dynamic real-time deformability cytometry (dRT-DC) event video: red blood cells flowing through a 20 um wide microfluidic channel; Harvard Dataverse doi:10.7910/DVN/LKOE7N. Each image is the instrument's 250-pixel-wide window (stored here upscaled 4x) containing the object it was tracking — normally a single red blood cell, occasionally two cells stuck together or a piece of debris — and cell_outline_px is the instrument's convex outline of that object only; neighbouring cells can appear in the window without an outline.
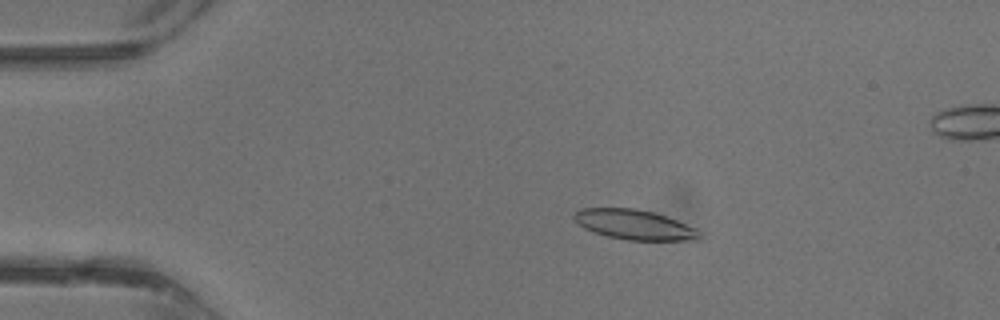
{"species": "common noctule bat (a hibernating species)", "species_latin": "Nyctalus noctula", "temperature_condition": "warm", "stored_images_in_passage": 18, "camera_frame_rate_fps": 3000, "um_per_image_px": 0.085, "animal": {"sex": "male", "body_mass_g": 13.3}, "frame": {"image": 1, "passage_image": 8, "time_ms": 2.333, "image_size_px": [1000, 320], "cell_outline_px": [[704, 236], [700, 240], [628, 240], [608, 236], [584, 228], [572, 216], [580, 208], [636, 208], [652, 212], [676, 220], [696, 228]], "centroid_in_image_um": [53.97, 19.1], "position_along_channel_um": 31.0, "area_um2": 21.68}}
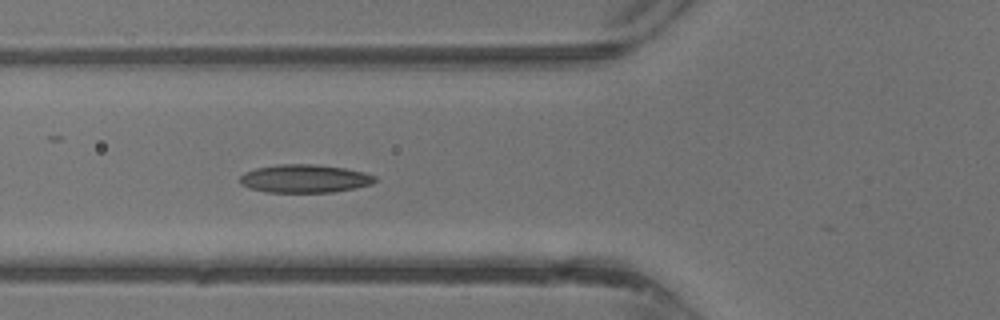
{"frame": {"image": 2, "passage_image": 15, "time_ms": 4.667, "image_size_px": [1000, 320], "cell_outline_px": [[376, 180], [372, 184], [356, 188], [332, 192], [268, 192], [248, 188], [240, 184], [240, 176], [244, 172], [256, 168], [280, 164], [316, 164], [344, 168], [364, 172], [376, 176]], "centroid_in_image_um": [25.89, 15.18], "position_along_channel_um": 99.9, "area_um2": 22.25}}
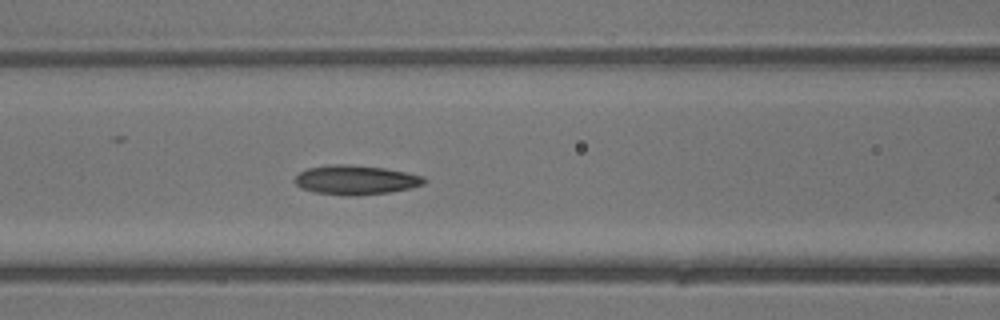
{"frame": {"image": 3, "passage_image": 17, "time_ms": 5.333, "image_size_px": [1000, 320], "cell_outline_px": [[428, 180], [424, 184], [412, 188], [388, 192], [356, 196], [348, 196], [316, 192], [300, 188], [292, 180], [300, 172], [308, 168], [328, 164], [348, 164], [384, 168], [424, 176]], "centroid_in_image_um": [30.23, 15.29], "position_along_channel_um": 136.4, "area_um2": 22.25}}